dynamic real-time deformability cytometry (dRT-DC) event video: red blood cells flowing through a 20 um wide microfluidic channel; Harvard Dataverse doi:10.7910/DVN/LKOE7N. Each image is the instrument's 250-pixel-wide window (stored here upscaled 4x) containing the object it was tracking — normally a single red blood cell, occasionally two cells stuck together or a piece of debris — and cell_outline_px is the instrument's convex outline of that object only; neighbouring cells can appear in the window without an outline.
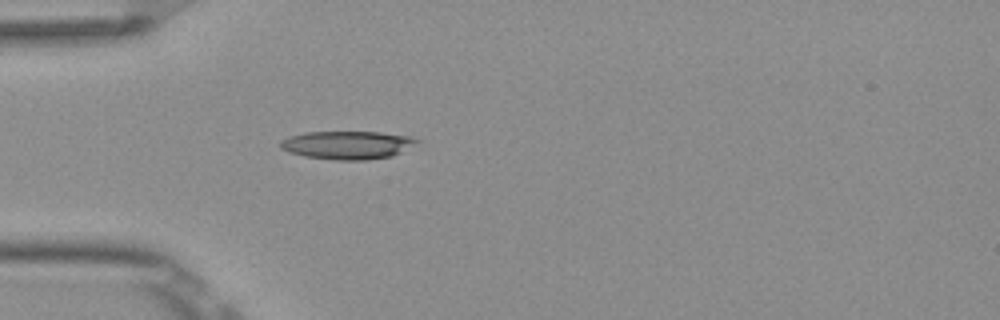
{"species": "Egyptian fruit bat (a non-hibernating species)", "species_latin": "Rousettus aegyptiacus", "temperature_condition": "room temperature", "stored_images_in_passage": 4, "camera_frame_rate_fps": 3000, "um_per_image_px": 0.085, "frame": {"image": 1, "passage_image": 4, "time_ms": 1.0, "image_size_px": [1000, 320], "cell_outline_px": [[424, 140], [392, 156], [368, 160], [336, 160], [304, 156], [288, 152], [280, 148], [280, 140], [288, 136], [304, 132], [380, 132], [412, 136]], "centroid_in_image_um": [29.54, 12.32], "position_along_channel_um": 55.5, "area_um2": 22.72}}